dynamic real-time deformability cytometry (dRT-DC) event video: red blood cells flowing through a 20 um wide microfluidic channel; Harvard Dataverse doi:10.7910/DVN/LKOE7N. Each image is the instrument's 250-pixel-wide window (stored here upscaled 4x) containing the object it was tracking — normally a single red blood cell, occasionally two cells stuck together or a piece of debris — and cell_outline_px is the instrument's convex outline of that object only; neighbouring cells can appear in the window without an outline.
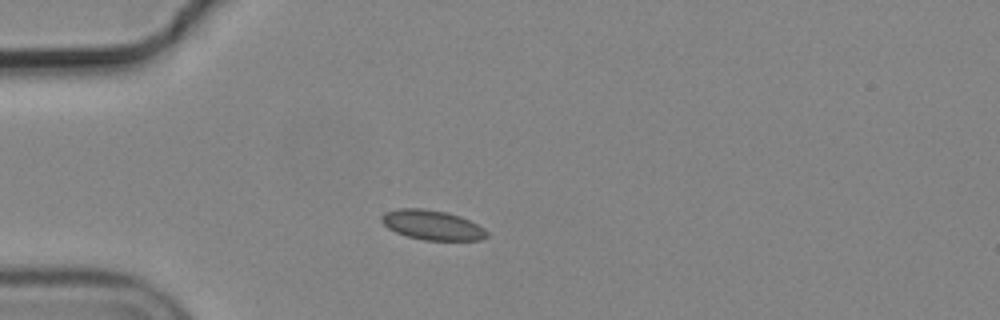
{"species": "common noctule bat (a hibernating species)", "species_latin": "Nyctalus noctula", "temperature_condition": "cold", "stored_images_in_passage": 27, "camera_frame_rate_fps": 3000, "um_per_image_px": 0.085, "animal": {"sex": "male", "body_mass_g": 19.2, "forearm_length_mm": 51.8}, "frame": {"image": 1, "passage_image": 1, "time_ms": 0.0, "image_size_px": [1000, 320], "cell_outline_px": [[488, 236], [480, 240], [424, 240], [408, 236], [396, 232], [388, 228], [380, 220], [380, 216], [384, 212], [400, 208], [424, 208], [444, 212], [460, 216], [484, 228], [488, 232]], "centroid_in_image_um": [36.71, 19.12], "position_along_channel_um": 48.3, "area_um2": 18.15}}
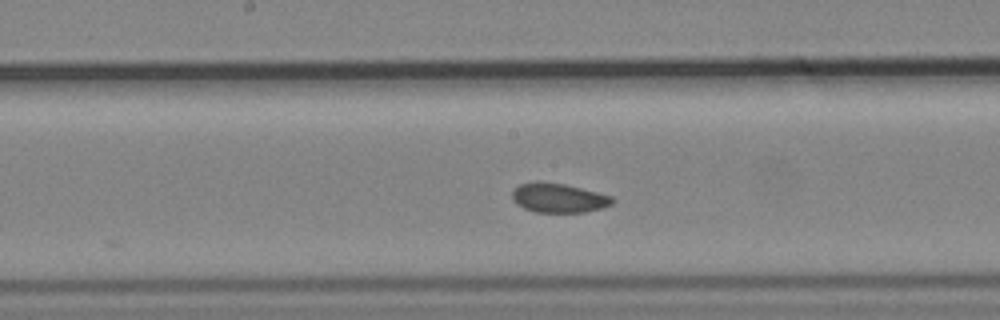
{"frame": {"image": 2, "passage_image": 15, "time_ms": 4.667, "image_size_px": [1000, 320], "cell_outline_px": [[616, 200], [612, 204], [604, 208], [584, 212], [536, 212], [524, 208], [516, 204], [512, 200], [512, 192], [520, 184], [564, 184], [612, 196]], "centroid_in_image_um": [47.54, 16.87], "position_along_channel_um": 200.7, "area_um2": 16.59}}
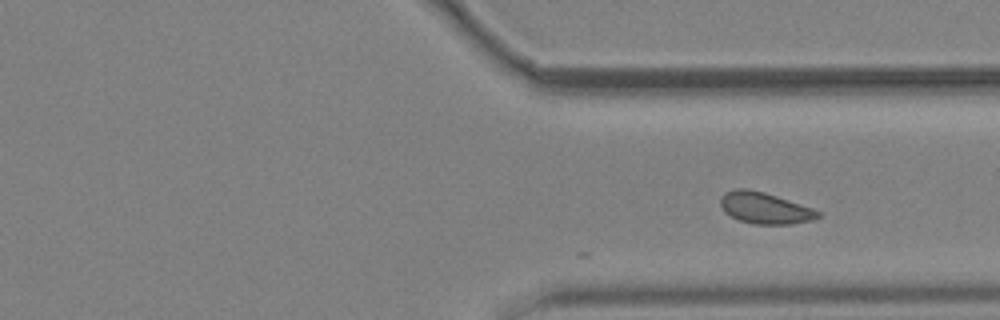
{"frame": {"image": 3, "passage_image": 27, "time_ms": 8.667, "image_size_px": [1000, 320], "cell_outline_px": [[820, 216], [812, 220], [792, 224], [752, 224], [740, 220], [724, 212], [720, 204], [720, 196], [724, 192], [736, 188], [748, 188], [764, 192], [812, 208], [820, 212]], "centroid_in_image_um": [64.97, 17.67], "position_along_channel_um": 346.4, "area_um2": 17.8}}